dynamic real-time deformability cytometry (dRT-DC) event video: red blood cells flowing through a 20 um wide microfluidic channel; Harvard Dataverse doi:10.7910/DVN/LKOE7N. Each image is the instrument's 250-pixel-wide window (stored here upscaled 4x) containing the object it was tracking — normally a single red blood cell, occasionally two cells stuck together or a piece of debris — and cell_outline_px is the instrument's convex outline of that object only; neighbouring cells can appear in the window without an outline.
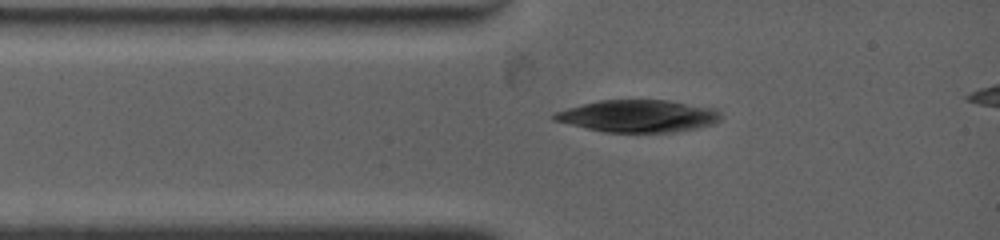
{"species": "common noctule bat (a hibernating species)", "species_latin": "Nyctalus noctula", "temperature_condition": "warm", "stored_images_in_passage": 1, "camera_frame_rate_fps": 4500, "um_per_image_px": 0.085, "animal": {"sex": "female", "body_mass_g": 19.0, "forearm_length_mm": 53.3}, "frame": {"image": 1, "passage_image": 1, "time_ms": 0.0, "image_size_px": [1000, 240], "cell_outline_px": [[724, 116], [720, 120], [712, 124], [696, 128], [676, 132], [604, 132], [552, 120], [552, 116], [556, 112], [568, 108], [600, 100], [668, 100], [716, 108]], "centroid_in_image_um": [54.3, 9.86], "position_along_channel_um": 30.7, "area_um2": 31.27}}